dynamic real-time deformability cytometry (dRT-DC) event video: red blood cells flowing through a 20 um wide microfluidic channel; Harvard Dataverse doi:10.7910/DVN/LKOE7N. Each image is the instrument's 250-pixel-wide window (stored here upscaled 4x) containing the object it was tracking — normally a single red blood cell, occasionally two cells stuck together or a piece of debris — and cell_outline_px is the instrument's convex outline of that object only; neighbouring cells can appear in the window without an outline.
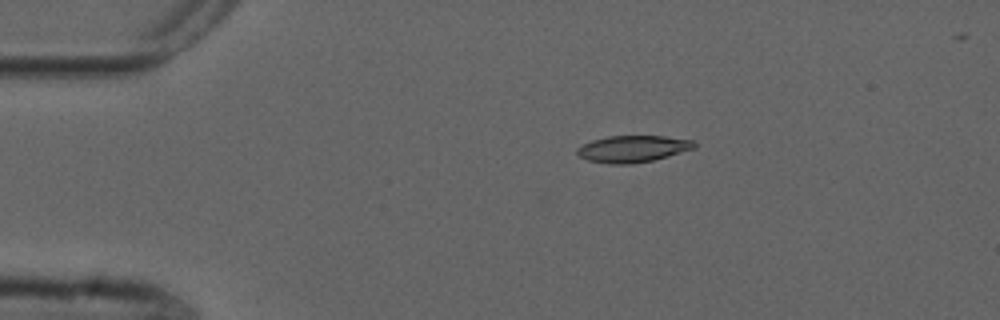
{"species": "common noctule bat (a hibernating species)", "species_latin": "Nyctalus noctula", "temperature_condition": "cold", "stored_images_in_passage": 45, "camera_frame_rate_fps": 3000, "um_per_image_px": 0.085, "animal": {"sex": "male", "forearm_length_mm": 52.5}, "frame": {"image": 1, "passage_image": 1, "time_ms": 0.0, "image_size_px": [1000, 320], "cell_outline_px": [[696, 148], [668, 156], [652, 160], [632, 164], [608, 164], [588, 160], [580, 156], [576, 152], [576, 148], [592, 140], [608, 136], [664, 136], [692, 140], [696, 144]], "centroid_in_image_um": [53.78, 12.65], "position_along_channel_um": 31.2, "area_um2": 18.21}}
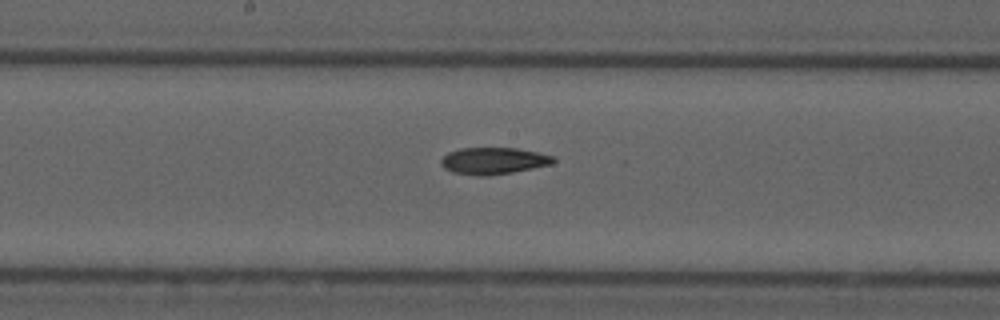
{"frame": {"image": 2, "passage_image": 19, "time_ms": 6.0, "image_size_px": [1000, 320], "cell_outline_px": [[556, 160], [552, 164], [512, 172], [488, 176], [476, 176], [452, 172], [444, 168], [440, 164], [440, 160], [448, 152], [460, 148], [516, 148], [556, 156]], "centroid_in_image_um": [41.93, 13.67], "position_along_channel_um": 206.3, "area_um2": 17.63}}
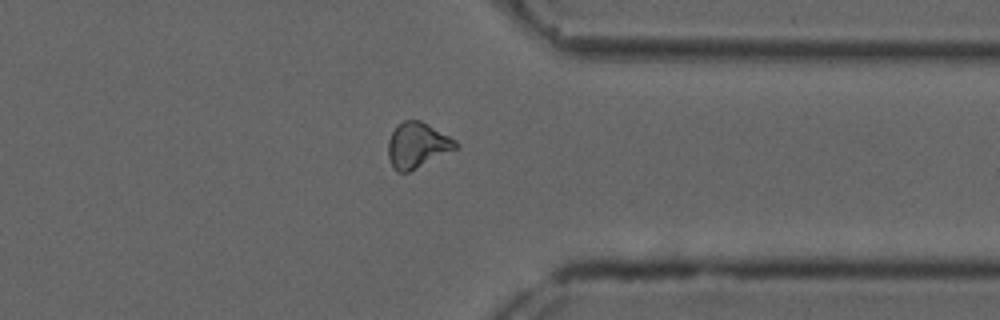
{"frame": {"image": 3, "passage_image": 33, "time_ms": 10.667, "image_size_px": [1000, 320], "cell_outline_px": [[460, 144], [456, 148], [408, 172], [396, 172], [392, 168], [388, 156], [388, 140], [396, 124], [404, 120], [420, 120], [428, 124], [456, 140]], "centroid_in_image_um": [35.43, 12.33], "position_along_channel_um": 376.0, "area_um2": 17.8}, "authors_computed_cell_mechanics": {"area_um2": 17.8024, "velocity_mm_per_s": 3.7436, "shape_relaxation_time_tau1_ms": null, "shape_relaxation_time_tau2_ms": 6.6393, "deformation_change_tau1": null, "deformation_change_tau2": 0.1409}}